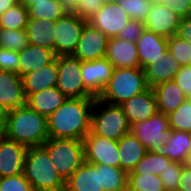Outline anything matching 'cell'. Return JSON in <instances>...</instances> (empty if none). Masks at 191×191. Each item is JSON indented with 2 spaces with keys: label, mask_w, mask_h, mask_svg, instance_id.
I'll use <instances>...</instances> for the list:
<instances>
[{
  "label": "cell",
  "mask_w": 191,
  "mask_h": 191,
  "mask_svg": "<svg viewBox=\"0 0 191 191\" xmlns=\"http://www.w3.org/2000/svg\"><path fill=\"white\" fill-rule=\"evenodd\" d=\"M95 97L67 98L48 118L49 138L83 140L91 131Z\"/></svg>",
  "instance_id": "obj_1"
},
{
  "label": "cell",
  "mask_w": 191,
  "mask_h": 191,
  "mask_svg": "<svg viewBox=\"0 0 191 191\" xmlns=\"http://www.w3.org/2000/svg\"><path fill=\"white\" fill-rule=\"evenodd\" d=\"M5 115L7 139L26 147L42 146L49 139L47 118L27 104L7 111Z\"/></svg>",
  "instance_id": "obj_2"
},
{
  "label": "cell",
  "mask_w": 191,
  "mask_h": 191,
  "mask_svg": "<svg viewBox=\"0 0 191 191\" xmlns=\"http://www.w3.org/2000/svg\"><path fill=\"white\" fill-rule=\"evenodd\" d=\"M24 175L34 191H65V181L43 146L28 147Z\"/></svg>",
  "instance_id": "obj_3"
},
{
  "label": "cell",
  "mask_w": 191,
  "mask_h": 191,
  "mask_svg": "<svg viewBox=\"0 0 191 191\" xmlns=\"http://www.w3.org/2000/svg\"><path fill=\"white\" fill-rule=\"evenodd\" d=\"M148 88L144 69L114 68L109 82L98 99L112 105H121Z\"/></svg>",
  "instance_id": "obj_4"
},
{
  "label": "cell",
  "mask_w": 191,
  "mask_h": 191,
  "mask_svg": "<svg viewBox=\"0 0 191 191\" xmlns=\"http://www.w3.org/2000/svg\"><path fill=\"white\" fill-rule=\"evenodd\" d=\"M130 126L120 105H112L95 98L91 121V131L94 134L118 141L130 132Z\"/></svg>",
  "instance_id": "obj_5"
},
{
  "label": "cell",
  "mask_w": 191,
  "mask_h": 191,
  "mask_svg": "<svg viewBox=\"0 0 191 191\" xmlns=\"http://www.w3.org/2000/svg\"><path fill=\"white\" fill-rule=\"evenodd\" d=\"M42 146L48 151L54 167L65 182L84 162L82 140L49 138Z\"/></svg>",
  "instance_id": "obj_6"
},
{
  "label": "cell",
  "mask_w": 191,
  "mask_h": 191,
  "mask_svg": "<svg viewBox=\"0 0 191 191\" xmlns=\"http://www.w3.org/2000/svg\"><path fill=\"white\" fill-rule=\"evenodd\" d=\"M130 132L152 153H161L163 145L171 135L168 115L157 112L151 118L133 123Z\"/></svg>",
  "instance_id": "obj_7"
},
{
  "label": "cell",
  "mask_w": 191,
  "mask_h": 191,
  "mask_svg": "<svg viewBox=\"0 0 191 191\" xmlns=\"http://www.w3.org/2000/svg\"><path fill=\"white\" fill-rule=\"evenodd\" d=\"M82 62L73 55L57 56V88L67 98L94 97L84 86L81 76Z\"/></svg>",
  "instance_id": "obj_8"
},
{
  "label": "cell",
  "mask_w": 191,
  "mask_h": 191,
  "mask_svg": "<svg viewBox=\"0 0 191 191\" xmlns=\"http://www.w3.org/2000/svg\"><path fill=\"white\" fill-rule=\"evenodd\" d=\"M87 22L71 10L56 21L54 29L56 56L74 54L82 29Z\"/></svg>",
  "instance_id": "obj_9"
},
{
  "label": "cell",
  "mask_w": 191,
  "mask_h": 191,
  "mask_svg": "<svg viewBox=\"0 0 191 191\" xmlns=\"http://www.w3.org/2000/svg\"><path fill=\"white\" fill-rule=\"evenodd\" d=\"M82 141L84 146V161L120 167L117 141L98 136L92 131Z\"/></svg>",
  "instance_id": "obj_10"
},
{
  "label": "cell",
  "mask_w": 191,
  "mask_h": 191,
  "mask_svg": "<svg viewBox=\"0 0 191 191\" xmlns=\"http://www.w3.org/2000/svg\"><path fill=\"white\" fill-rule=\"evenodd\" d=\"M130 20L131 18L117 2H104L101 9L88 20V23L103 32L108 38H115Z\"/></svg>",
  "instance_id": "obj_11"
},
{
  "label": "cell",
  "mask_w": 191,
  "mask_h": 191,
  "mask_svg": "<svg viewBox=\"0 0 191 191\" xmlns=\"http://www.w3.org/2000/svg\"><path fill=\"white\" fill-rule=\"evenodd\" d=\"M108 39L103 32L87 22L82 29L80 40L73 56L81 62H90L104 58Z\"/></svg>",
  "instance_id": "obj_12"
},
{
  "label": "cell",
  "mask_w": 191,
  "mask_h": 191,
  "mask_svg": "<svg viewBox=\"0 0 191 191\" xmlns=\"http://www.w3.org/2000/svg\"><path fill=\"white\" fill-rule=\"evenodd\" d=\"M114 67L105 57L90 62H82L81 76L85 88L98 98L109 82Z\"/></svg>",
  "instance_id": "obj_13"
},
{
  "label": "cell",
  "mask_w": 191,
  "mask_h": 191,
  "mask_svg": "<svg viewBox=\"0 0 191 191\" xmlns=\"http://www.w3.org/2000/svg\"><path fill=\"white\" fill-rule=\"evenodd\" d=\"M26 105L22 78L14 72L0 70V110H9Z\"/></svg>",
  "instance_id": "obj_14"
},
{
  "label": "cell",
  "mask_w": 191,
  "mask_h": 191,
  "mask_svg": "<svg viewBox=\"0 0 191 191\" xmlns=\"http://www.w3.org/2000/svg\"><path fill=\"white\" fill-rule=\"evenodd\" d=\"M28 147L10 139L0 141V178L24 173Z\"/></svg>",
  "instance_id": "obj_15"
},
{
  "label": "cell",
  "mask_w": 191,
  "mask_h": 191,
  "mask_svg": "<svg viewBox=\"0 0 191 191\" xmlns=\"http://www.w3.org/2000/svg\"><path fill=\"white\" fill-rule=\"evenodd\" d=\"M180 20L181 18L174 11L155 3L144 21V27L168 39L177 34Z\"/></svg>",
  "instance_id": "obj_16"
},
{
  "label": "cell",
  "mask_w": 191,
  "mask_h": 191,
  "mask_svg": "<svg viewBox=\"0 0 191 191\" xmlns=\"http://www.w3.org/2000/svg\"><path fill=\"white\" fill-rule=\"evenodd\" d=\"M105 58L114 68H140L136 44L119 37L108 39Z\"/></svg>",
  "instance_id": "obj_17"
},
{
  "label": "cell",
  "mask_w": 191,
  "mask_h": 191,
  "mask_svg": "<svg viewBox=\"0 0 191 191\" xmlns=\"http://www.w3.org/2000/svg\"><path fill=\"white\" fill-rule=\"evenodd\" d=\"M130 125L151 118L157 110V100L152 88L133 96L120 105Z\"/></svg>",
  "instance_id": "obj_18"
},
{
  "label": "cell",
  "mask_w": 191,
  "mask_h": 191,
  "mask_svg": "<svg viewBox=\"0 0 191 191\" xmlns=\"http://www.w3.org/2000/svg\"><path fill=\"white\" fill-rule=\"evenodd\" d=\"M138 49V60L140 68L144 69L147 65L163 57L167 50V38L153 33L147 29L136 41Z\"/></svg>",
  "instance_id": "obj_19"
},
{
  "label": "cell",
  "mask_w": 191,
  "mask_h": 191,
  "mask_svg": "<svg viewBox=\"0 0 191 191\" xmlns=\"http://www.w3.org/2000/svg\"><path fill=\"white\" fill-rule=\"evenodd\" d=\"M65 191H100V164L84 161L65 182Z\"/></svg>",
  "instance_id": "obj_20"
},
{
  "label": "cell",
  "mask_w": 191,
  "mask_h": 191,
  "mask_svg": "<svg viewBox=\"0 0 191 191\" xmlns=\"http://www.w3.org/2000/svg\"><path fill=\"white\" fill-rule=\"evenodd\" d=\"M58 80V65L56 59L44 67L22 77L26 98L50 87H56Z\"/></svg>",
  "instance_id": "obj_21"
},
{
  "label": "cell",
  "mask_w": 191,
  "mask_h": 191,
  "mask_svg": "<svg viewBox=\"0 0 191 191\" xmlns=\"http://www.w3.org/2000/svg\"><path fill=\"white\" fill-rule=\"evenodd\" d=\"M180 69L179 62L167 51L163 57L144 68L147 85L152 88L162 82L173 80Z\"/></svg>",
  "instance_id": "obj_22"
},
{
  "label": "cell",
  "mask_w": 191,
  "mask_h": 191,
  "mask_svg": "<svg viewBox=\"0 0 191 191\" xmlns=\"http://www.w3.org/2000/svg\"><path fill=\"white\" fill-rule=\"evenodd\" d=\"M19 55V76L32 73L37 69L52 63L56 59L53 50L29 44L23 50L18 51Z\"/></svg>",
  "instance_id": "obj_23"
},
{
  "label": "cell",
  "mask_w": 191,
  "mask_h": 191,
  "mask_svg": "<svg viewBox=\"0 0 191 191\" xmlns=\"http://www.w3.org/2000/svg\"><path fill=\"white\" fill-rule=\"evenodd\" d=\"M152 89L157 100V110L165 115L174 112L187 99L173 80L157 84Z\"/></svg>",
  "instance_id": "obj_24"
},
{
  "label": "cell",
  "mask_w": 191,
  "mask_h": 191,
  "mask_svg": "<svg viewBox=\"0 0 191 191\" xmlns=\"http://www.w3.org/2000/svg\"><path fill=\"white\" fill-rule=\"evenodd\" d=\"M66 99L67 97L57 87H50L30 94L26 98V104L40 115L48 118Z\"/></svg>",
  "instance_id": "obj_25"
},
{
  "label": "cell",
  "mask_w": 191,
  "mask_h": 191,
  "mask_svg": "<svg viewBox=\"0 0 191 191\" xmlns=\"http://www.w3.org/2000/svg\"><path fill=\"white\" fill-rule=\"evenodd\" d=\"M120 167L127 173L131 172L145 156L147 148L131 132L122 136L118 141Z\"/></svg>",
  "instance_id": "obj_26"
},
{
  "label": "cell",
  "mask_w": 191,
  "mask_h": 191,
  "mask_svg": "<svg viewBox=\"0 0 191 191\" xmlns=\"http://www.w3.org/2000/svg\"><path fill=\"white\" fill-rule=\"evenodd\" d=\"M161 153L172 162L186 164L191 155V135L190 132L172 130L167 138Z\"/></svg>",
  "instance_id": "obj_27"
},
{
  "label": "cell",
  "mask_w": 191,
  "mask_h": 191,
  "mask_svg": "<svg viewBox=\"0 0 191 191\" xmlns=\"http://www.w3.org/2000/svg\"><path fill=\"white\" fill-rule=\"evenodd\" d=\"M56 21L28 19L26 33L29 44L53 50L55 53Z\"/></svg>",
  "instance_id": "obj_28"
},
{
  "label": "cell",
  "mask_w": 191,
  "mask_h": 191,
  "mask_svg": "<svg viewBox=\"0 0 191 191\" xmlns=\"http://www.w3.org/2000/svg\"><path fill=\"white\" fill-rule=\"evenodd\" d=\"M29 19L57 21L70 10L62 0H36L27 5Z\"/></svg>",
  "instance_id": "obj_29"
},
{
  "label": "cell",
  "mask_w": 191,
  "mask_h": 191,
  "mask_svg": "<svg viewBox=\"0 0 191 191\" xmlns=\"http://www.w3.org/2000/svg\"><path fill=\"white\" fill-rule=\"evenodd\" d=\"M128 173L121 167L100 164V191H127Z\"/></svg>",
  "instance_id": "obj_30"
},
{
  "label": "cell",
  "mask_w": 191,
  "mask_h": 191,
  "mask_svg": "<svg viewBox=\"0 0 191 191\" xmlns=\"http://www.w3.org/2000/svg\"><path fill=\"white\" fill-rule=\"evenodd\" d=\"M172 161L162 153L147 151L134 169L128 174H154L160 175Z\"/></svg>",
  "instance_id": "obj_31"
},
{
  "label": "cell",
  "mask_w": 191,
  "mask_h": 191,
  "mask_svg": "<svg viewBox=\"0 0 191 191\" xmlns=\"http://www.w3.org/2000/svg\"><path fill=\"white\" fill-rule=\"evenodd\" d=\"M28 19L27 6L18 3L0 15V28L9 30L26 29Z\"/></svg>",
  "instance_id": "obj_32"
},
{
  "label": "cell",
  "mask_w": 191,
  "mask_h": 191,
  "mask_svg": "<svg viewBox=\"0 0 191 191\" xmlns=\"http://www.w3.org/2000/svg\"><path fill=\"white\" fill-rule=\"evenodd\" d=\"M127 191H165V188L159 175L128 174Z\"/></svg>",
  "instance_id": "obj_33"
},
{
  "label": "cell",
  "mask_w": 191,
  "mask_h": 191,
  "mask_svg": "<svg viewBox=\"0 0 191 191\" xmlns=\"http://www.w3.org/2000/svg\"><path fill=\"white\" fill-rule=\"evenodd\" d=\"M168 120L172 130L191 133V100L187 98L174 112L168 114Z\"/></svg>",
  "instance_id": "obj_34"
},
{
  "label": "cell",
  "mask_w": 191,
  "mask_h": 191,
  "mask_svg": "<svg viewBox=\"0 0 191 191\" xmlns=\"http://www.w3.org/2000/svg\"><path fill=\"white\" fill-rule=\"evenodd\" d=\"M29 45L26 29L9 30L0 28V47L21 51Z\"/></svg>",
  "instance_id": "obj_35"
},
{
  "label": "cell",
  "mask_w": 191,
  "mask_h": 191,
  "mask_svg": "<svg viewBox=\"0 0 191 191\" xmlns=\"http://www.w3.org/2000/svg\"><path fill=\"white\" fill-rule=\"evenodd\" d=\"M167 50L181 67L191 65V44L187 40L173 35L167 39Z\"/></svg>",
  "instance_id": "obj_36"
},
{
  "label": "cell",
  "mask_w": 191,
  "mask_h": 191,
  "mask_svg": "<svg viewBox=\"0 0 191 191\" xmlns=\"http://www.w3.org/2000/svg\"><path fill=\"white\" fill-rule=\"evenodd\" d=\"M117 3L131 19L143 23L155 4L153 0H118Z\"/></svg>",
  "instance_id": "obj_37"
},
{
  "label": "cell",
  "mask_w": 191,
  "mask_h": 191,
  "mask_svg": "<svg viewBox=\"0 0 191 191\" xmlns=\"http://www.w3.org/2000/svg\"><path fill=\"white\" fill-rule=\"evenodd\" d=\"M182 172V164L171 162L164 171L160 173V178L164 185L165 191H178L180 186V178Z\"/></svg>",
  "instance_id": "obj_38"
},
{
  "label": "cell",
  "mask_w": 191,
  "mask_h": 191,
  "mask_svg": "<svg viewBox=\"0 0 191 191\" xmlns=\"http://www.w3.org/2000/svg\"><path fill=\"white\" fill-rule=\"evenodd\" d=\"M0 191H34L24 173L0 178Z\"/></svg>",
  "instance_id": "obj_39"
},
{
  "label": "cell",
  "mask_w": 191,
  "mask_h": 191,
  "mask_svg": "<svg viewBox=\"0 0 191 191\" xmlns=\"http://www.w3.org/2000/svg\"><path fill=\"white\" fill-rule=\"evenodd\" d=\"M103 0H80L79 3L71 10L79 18L90 20L103 6Z\"/></svg>",
  "instance_id": "obj_40"
},
{
  "label": "cell",
  "mask_w": 191,
  "mask_h": 191,
  "mask_svg": "<svg viewBox=\"0 0 191 191\" xmlns=\"http://www.w3.org/2000/svg\"><path fill=\"white\" fill-rule=\"evenodd\" d=\"M18 51L0 47V70L14 72L19 75Z\"/></svg>",
  "instance_id": "obj_41"
},
{
  "label": "cell",
  "mask_w": 191,
  "mask_h": 191,
  "mask_svg": "<svg viewBox=\"0 0 191 191\" xmlns=\"http://www.w3.org/2000/svg\"><path fill=\"white\" fill-rule=\"evenodd\" d=\"M144 30H145V27L143 22L131 19L127 23V25L122 29L118 37L128 42L136 43L138 38L144 32Z\"/></svg>",
  "instance_id": "obj_42"
},
{
  "label": "cell",
  "mask_w": 191,
  "mask_h": 191,
  "mask_svg": "<svg viewBox=\"0 0 191 191\" xmlns=\"http://www.w3.org/2000/svg\"><path fill=\"white\" fill-rule=\"evenodd\" d=\"M173 81L182 89L187 98L191 97V65L182 66Z\"/></svg>",
  "instance_id": "obj_43"
},
{
  "label": "cell",
  "mask_w": 191,
  "mask_h": 191,
  "mask_svg": "<svg viewBox=\"0 0 191 191\" xmlns=\"http://www.w3.org/2000/svg\"><path fill=\"white\" fill-rule=\"evenodd\" d=\"M161 5L174 11L180 18L191 14V5L187 0H163Z\"/></svg>",
  "instance_id": "obj_44"
},
{
  "label": "cell",
  "mask_w": 191,
  "mask_h": 191,
  "mask_svg": "<svg viewBox=\"0 0 191 191\" xmlns=\"http://www.w3.org/2000/svg\"><path fill=\"white\" fill-rule=\"evenodd\" d=\"M176 35L191 44V14L181 18Z\"/></svg>",
  "instance_id": "obj_45"
},
{
  "label": "cell",
  "mask_w": 191,
  "mask_h": 191,
  "mask_svg": "<svg viewBox=\"0 0 191 191\" xmlns=\"http://www.w3.org/2000/svg\"><path fill=\"white\" fill-rule=\"evenodd\" d=\"M178 191H191V167L187 163L182 164L180 186Z\"/></svg>",
  "instance_id": "obj_46"
},
{
  "label": "cell",
  "mask_w": 191,
  "mask_h": 191,
  "mask_svg": "<svg viewBox=\"0 0 191 191\" xmlns=\"http://www.w3.org/2000/svg\"><path fill=\"white\" fill-rule=\"evenodd\" d=\"M6 138H7L6 115L4 111L0 110V141Z\"/></svg>",
  "instance_id": "obj_47"
},
{
  "label": "cell",
  "mask_w": 191,
  "mask_h": 191,
  "mask_svg": "<svg viewBox=\"0 0 191 191\" xmlns=\"http://www.w3.org/2000/svg\"><path fill=\"white\" fill-rule=\"evenodd\" d=\"M18 3V0H0V15Z\"/></svg>",
  "instance_id": "obj_48"
},
{
  "label": "cell",
  "mask_w": 191,
  "mask_h": 191,
  "mask_svg": "<svg viewBox=\"0 0 191 191\" xmlns=\"http://www.w3.org/2000/svg\"><path fill=\"white\" fill-rule=\"evenodd\" d=\"M69 10H72L80 0H62Z\"/></svg>",
  "instance_id": "obj_49"
},
{
  "label": "cell",
  "mask_w": 191,
  "mask_h": 191,
  "mask_svg": "<svg viewBox=\"0 0 191 191\" xmlns=\"http://www.w3.org/2000/svg\"><path fill=\"white\" fill-rule=\"evenodd\" d=\"M18 2L25 5V6H27V5L31 4V3H36V0H18Z\"/></svg>",
  "instance_id": "obj_50"
},
{
  "label": "cell",
  "mask_w": 191,
  "mask_h": 191,
  "mask_svg": "<svg viewBox=\"0 0 191 191\" xmlns=\"http://www.w3.org/2000/svg\"><path fill=\"white\" fill-rule=\"evenodd\" d=\"M162 1L163 0H153V2L156 3V4H161Z\"/></svg>",
  "instance_id": "obj_51"
},
{
  "label": "cell",
  "mask_w": 191,
  "mask_h": 191,
  "mask_svg": "<svg viewBox=\"0 0 191 191\" xmlns=\"http://www.w3.org/2000/svg\"><path fill=\"white\" fill-rule=\"evenodd\" d=\"M104 2H109V3H112V2H117L118 0H103Z\"/></svg>",
  "instance_id": "obj_52"
},
{
  "label": "cell",
  "mask_w": 191,
  "mask_h": 191,
  "mask_svg": "<svg viewBox=\"0 0 191 191\" xmlns=\"http://www.w3.org/2000/svg\"><path fill=\"white\" fill-rule=\"evenodd\" d=\"M187 164L191 167V155L189 156V159L187 161Z\"/></svg>",
  "instance_id": "obj_53"
}]
</instances>
